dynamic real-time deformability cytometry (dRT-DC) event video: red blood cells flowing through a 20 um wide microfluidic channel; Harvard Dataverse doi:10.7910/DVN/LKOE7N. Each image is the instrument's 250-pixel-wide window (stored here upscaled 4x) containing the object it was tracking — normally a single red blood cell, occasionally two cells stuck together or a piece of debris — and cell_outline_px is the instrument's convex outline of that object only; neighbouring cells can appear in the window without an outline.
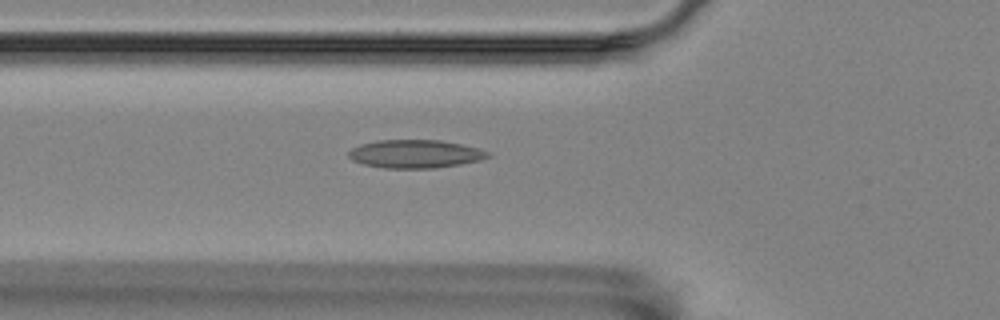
{"species": "Egyptian fruit bat (a non-hibernating species)", "species_latin": "Rousettus aegyptiacus", "temperature_condition": "room temperature", "stored_images_in_passage": 55, "camera_frame_rate_fps": 3000, "um_per_image_px": 0.085, "animal": {"sex": "female"}, "frame": {"image": 1, "passage_image": 19, "time_ms": 6.0, "image_size_px": [1000, 320], "cell_outline_px": [[492, 156], [480, 160], [460, 164], [436, 168], [384, 168], [364, 164], [352, 160], [348, 156], [348, 152], [352, 148], [360, 144], [376, 140], [440, 140], [460, 144], [476, 148], [488, 152]], "centroid_in_image_um": [35.27, 13.08], "position_along_channel_um": 90.5, "area_um2": 22.83}}
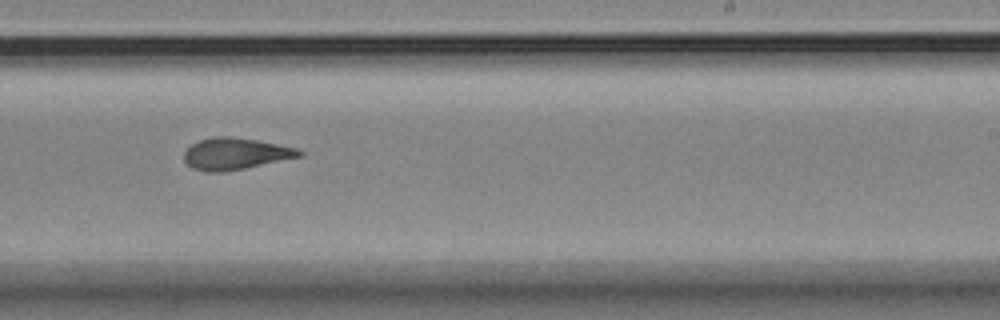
{"frame": {"image": 2, "passage_image": 34, "time_ms": 11.0, "image_size_px": [1000, 320], "cell_outline_px": [[304, 156], [244, 168], [220, 172], [204, 172], [192, 168], [184, 160], [184, 152], [192, 144], [200, 140], [212, 136], [232, 136], [256, 140], [296, 148], [304, 152]], "centroid_in_image_um": [20.0, 13.06], "position_along_channel_um": 269.0, "area_um2": 21.21}}
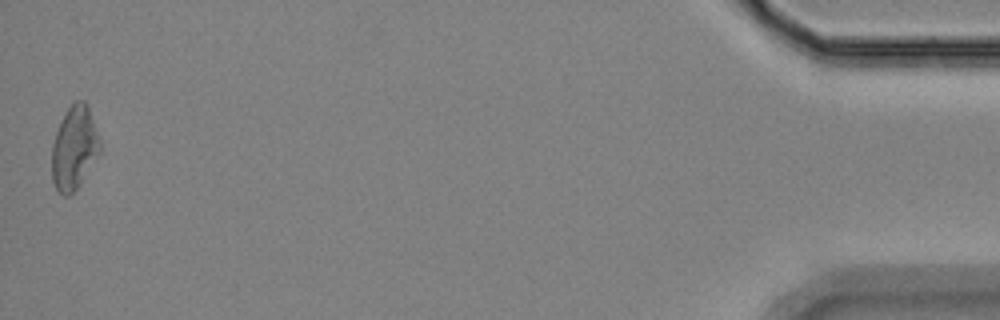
{"frame": {"image": 3, "passage_image": 55, "time_ms": 18.0, "image_size_px": [1000, 320], "cell_outline_px": [[100, 152], [76, 188], [68, 196], [64, 196], [56, 188], [52, 180], [52, 144], [56, 132], [68, 108], [76, 100], [84, 100], [88, 104], [100, 140]], "centroid_in_image_um": [6.31, 12.55], "position_along_channel_um": 428.9, "area_um2": 22.95}, "authors_computed_cell_mechanics": {"area_um2": 21.7906, "velocity_mm_per_s": 3.5608, "shape_relaxation_time_tau1_ms": null, "shape_relaxation_time_tau2_ms": 3.184, "deformation_change_tau1": null, "deformation_change_tau2": 0.115}}